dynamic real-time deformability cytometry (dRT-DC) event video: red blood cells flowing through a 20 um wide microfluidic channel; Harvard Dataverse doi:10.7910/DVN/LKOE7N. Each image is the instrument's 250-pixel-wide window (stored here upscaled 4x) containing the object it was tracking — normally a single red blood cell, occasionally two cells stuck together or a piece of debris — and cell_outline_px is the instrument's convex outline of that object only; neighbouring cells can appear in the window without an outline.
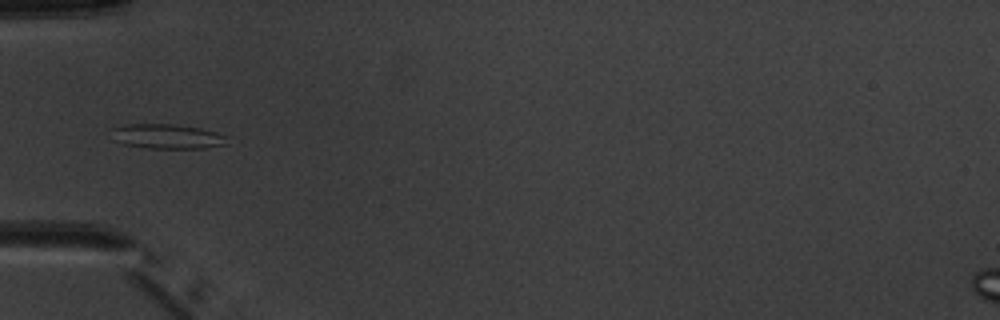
{"species": "common noctule bat (a hibernating species)", "species_latin": "Nyctalus noctula", "temperature_condition": "warm", "stored_images_in_passage": 2, "camera_frame_rate_fps": 3000, "um_per_image_px": 0.085, "animal": {"sex": "male", "body_mass_g": 20.1, "forearm_length_mm": 53.5}, "frame": {"image": 1, "passage_image": 1, "time_ms": 0.0, "image_size_px": [1000, 320], "cell_outline_px": [[228, 144], [204, 148], [148, 148], [124, 144], [116, 140], [112, 128], [128, 124], [172, 124], [200, 128], [228, 136]], "centroid_in_image_um": [14.27, 11.6], "position_along_channel_um": 70.7, "area_um2": 16.42}}
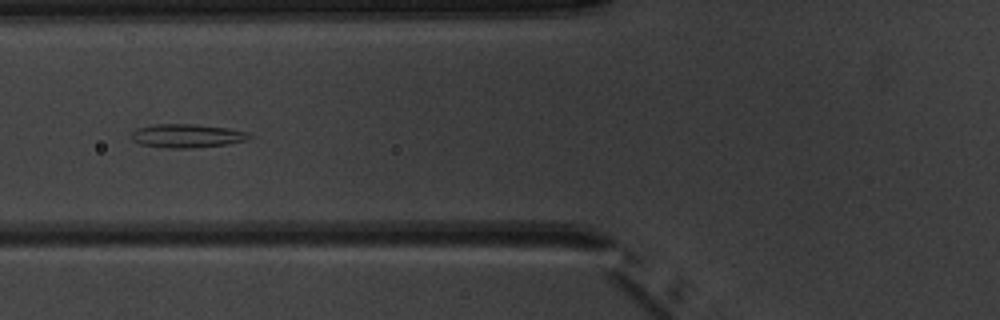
{"frame": {"image": 2, "passage_image": 2, "time_ms": 1.0, "image_size_px": [1000, 320], "cell_outline_px": [[252, 136], [248, 140], [228, 144], [192, 148], [168, 148], [140, 144], [132, 140], [132, 132], [136, 128], [156, 124], [196, 124], [228, 128], [248, 132]], "centroid_in_image_um": [15.91, 11.54], "position_along_channel_um": 109.9, "area_um2": 16.3}}